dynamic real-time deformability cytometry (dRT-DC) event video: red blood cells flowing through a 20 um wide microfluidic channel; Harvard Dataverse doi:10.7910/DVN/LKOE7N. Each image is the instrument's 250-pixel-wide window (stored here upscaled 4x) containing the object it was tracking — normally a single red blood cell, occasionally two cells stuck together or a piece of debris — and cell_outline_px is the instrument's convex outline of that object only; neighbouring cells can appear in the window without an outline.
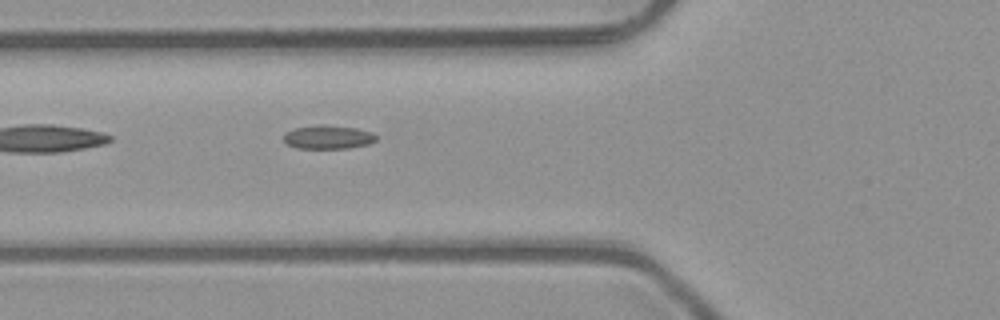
{"species": "common noctule bat (a hibernating species)", "species_latin": "Nyctalus noctula", "temperature_condition": "room temperature", "stored_images_in_passage": 4, "camera_frame_rate_fps": 3000, "um_per_image_px": 0.085, "animal": {"sex": "male", "body_mass_g": 23.1, "forearm_length_mm": 52.7}, "frame": {"image": 1, "passage_image": 4, "time_ms": 1.0, "image_size_px": [1000, 320], "cell_outline_px": [[376, 140], [368, 144], [348, 148], [296, 148], [288, 144], [284, 140], [284, 132], [292, 128], [324, 124], [356, 128], [372, 132], [376, 136]], "centroid_in_image_um": [27.86, 11.64], "position_along_channel_um": 97.9, "area_um2": 12.77}}